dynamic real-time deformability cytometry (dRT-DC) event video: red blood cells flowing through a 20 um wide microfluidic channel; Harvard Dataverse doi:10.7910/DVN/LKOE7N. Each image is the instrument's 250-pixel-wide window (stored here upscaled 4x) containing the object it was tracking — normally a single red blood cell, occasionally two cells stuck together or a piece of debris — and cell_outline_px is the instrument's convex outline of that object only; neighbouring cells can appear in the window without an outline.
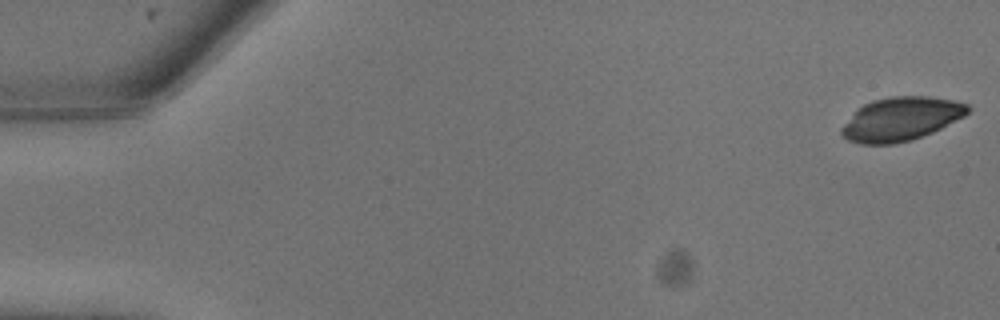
{"species": "common noctule bat (a hibernating species)", "species_latin": "Nyctalus noctula", "temperature_condition": "warm", "stored_images_in_passage": 8, "camera_frame_rate_fps": 3000, "um_per_image_px": 0.085, "animal": {"sex": "male", "body_mass_g": 13.3}, "frame": {"image": 1, "passage_image": 1, "time_ms": 0.0, "image_size_px": [1000, 320], "cell_outline_px": [[972, 108], [964, 116], [932, 132], [912, 140], [892, 144], [860, 144], [848, 140], [840, 132], [840, 128], [864, 104], [872, 100], [892, 96], [928, 96], [956, 100], [968, 104]], "centroid_in_image_um": [76.61, 10.11], "position_along_channel_um": 8.4, "area_um2": 31.91}}
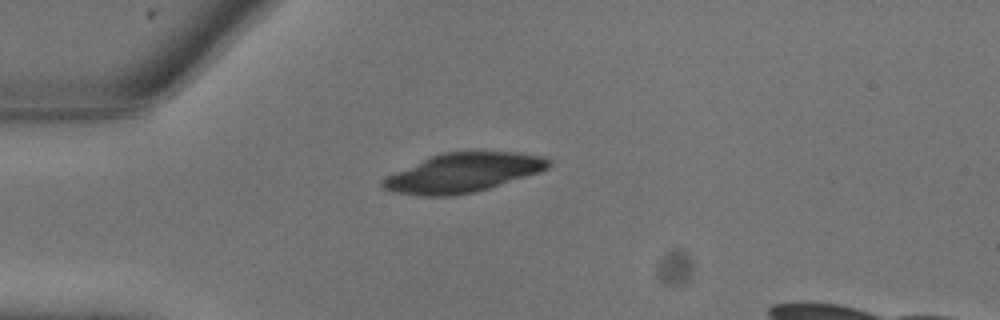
{"frame": {"image": 2, "passage_image": 7, "time_ms": 2.0, "image_size_px": [1000, 320], "cell_outline_px": [[552, 164], [548, 168], [476, 192], [452, 196], [420, 196], [392, 192], [384, 188], [380, 184], [380, 180], [396, 172], [432, 156], [444, 152], [516, 152], [544, 156], [552, 160]], "centroid_in_image_um": [39.35, 14.69], "position_along_channel_um": 45.6, "area_um2": 37.28}}